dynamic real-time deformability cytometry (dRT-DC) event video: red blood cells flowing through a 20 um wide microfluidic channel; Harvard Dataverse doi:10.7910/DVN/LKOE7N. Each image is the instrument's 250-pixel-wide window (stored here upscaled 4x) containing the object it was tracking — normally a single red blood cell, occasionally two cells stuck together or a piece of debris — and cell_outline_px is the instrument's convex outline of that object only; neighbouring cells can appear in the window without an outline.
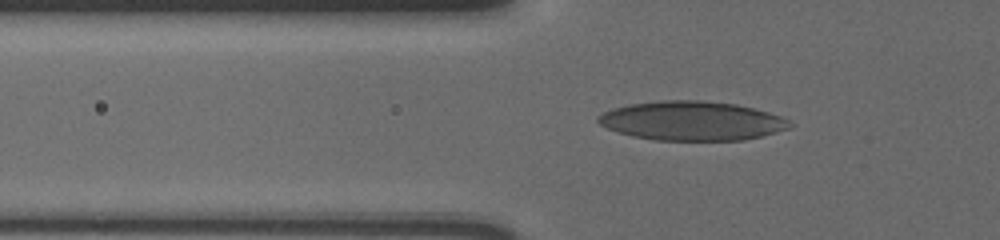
{"species": "human", "species_latin": "Homo sapiens", "temperature_condition": "cold", "stored_images_in_passage": 40, "camera_frame_rate_fps": 3000, "um_per_image_px": 0.085, "donor": {"sex": "male"}, "frame": {"image": 1, "passage_image": 5, "time_ms": 1.333, "image_size_px": [1000, 240], "cell_outline_px": [[792, 128], [744, 140], [656, 140], [632, 136], [608, 128], [600, 124], [596, 120], [596, 116], [612, 108], [628, 104], [664, 100], [700, 100], [736, 104], [768, 112], [780, 116], [788, 120], [792, 124]], "centroid_in_image_um": [58.8, 10.27], "position_along_channel_um": 67.0, "area_um2": 43.64}}
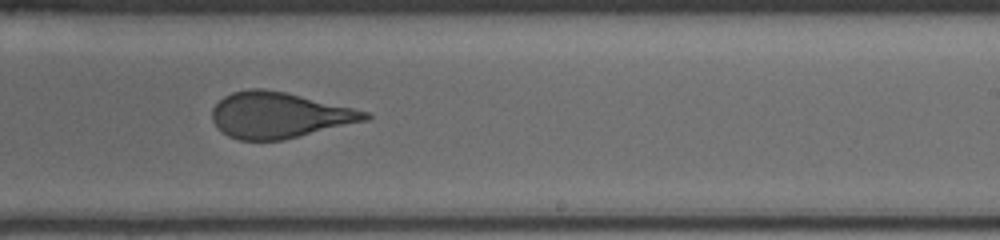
{"frame": {"image": 2, "passage_image": 22, "time_ms": 7.0, "image_size_px": [1000, 240], "cell_outline_px": [[372, 116], [368, 120], [284, 140], [240, 140], [228, 136], [212, 120], [212, 108], [224, 96], [232, 92], [248, 88], [264, 88], [284, 92], [352, 108], [368, 112]], "centroid_in_image_um": [23.71, 9.79], "position_along_channel_um": 265.3, "area_um2": 40.58}}
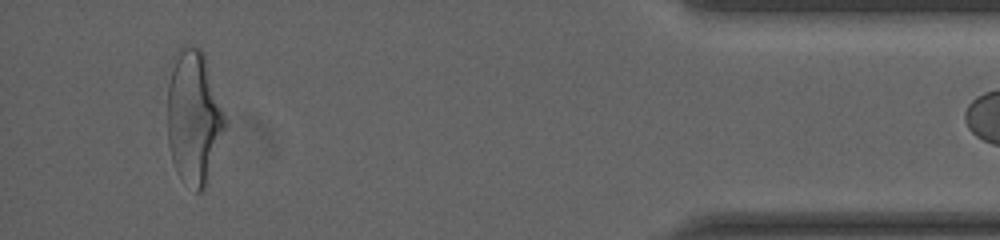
{"frame": {"image": 3, "passage_image": 39, "time_ms": 12.667, "image_size_px": [1000, 240], "cell_outline_px": [[224, 128], [208, 184], [204, 192], [196, 192], [180, 176], [172, 160], [168, 144], [168, 84], [172, 56], [180, 48], [200, 48], [204, 52], [224, 116]], "centroid_in_image_um": [16.44, 9.99], "position_along_channel_um": 418.8, "area_um2": 44.39}}